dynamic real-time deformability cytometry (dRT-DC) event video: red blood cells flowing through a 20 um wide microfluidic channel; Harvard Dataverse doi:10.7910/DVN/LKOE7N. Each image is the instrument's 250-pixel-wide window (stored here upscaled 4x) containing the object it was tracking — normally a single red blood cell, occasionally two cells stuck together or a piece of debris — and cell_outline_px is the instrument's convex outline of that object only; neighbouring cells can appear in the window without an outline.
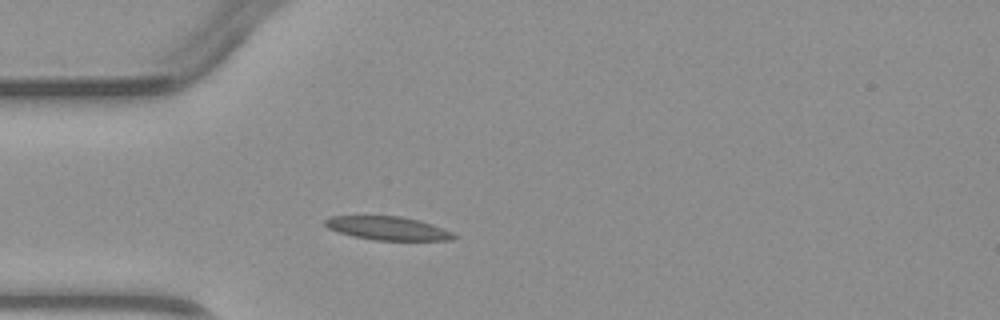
{"species": "common noctule bat (a hibernating species)", "species_latin": "Nyctalus noctula", "temperature_condition": "warm", "stored_images_in_passage": 1, "camera_frame_rate_fps": 3000, "um_per_image_px": 0.085, "animal": {"sex": "male", "body_mass_g": 23.1, "forearm_length_mm": 52.7}, "frame": {"image": 1, "passage_image": 1, "time_ms": 0.0, "image_size_px": [1000, 320], "cell_outline_px": [[456, 236], [452, 240], [376, 240], [352, 236], [328, 228], [324, 224], [324, 220], [332, 216], [400, 216], [420, 220], [432, 224], [452, 232]], "centroid_in_image_um": [32.96, 19.4], "position_along_channel_um": 52.0, "area_um2": 17.51}}